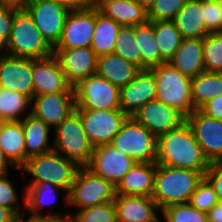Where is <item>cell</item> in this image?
Instances as JSON below:
<instances>
[{"label": "cell", "instance_id": "44", "mask_svg": "<svg viewBox=\"0 0 222 222\" xmlns=\"http://www.w3.org/2000/svg\"><path fill=\"white\" fill-rule=\"evenodd\" d=\"M204 178L211 184L218 200L222 202V160L211 162Z\"/></svg>", "mask_w": 222, "mask_h": 222}, {"label": "cell", "instance_id": "46", "mask_svg": "<svg viewBox=\"0 0 222 222\" xmlns=\"http://www.w3.org/2000/svg\"><path fill=\"white\" fill-rule=\"evenodd\" d=\"M199 110L209 117L222 121V95L214 97Z\"/></svg>", "mask_w": 222, "mask_h": 222}, {"label": "cell", "instance_id": "36", "mask_svg": "<svg viewBox=\"0 0 222 222\" xmlns=\"http://www.w3.org/2000/svg\"><path fill=\"white\" fill-rule=\"evenodd\" d=\"M68 222H117L114 201L78 210L70 214Z\"/></svg>", "mask_w": 222, "mask_h": 222}, {"label": "cell", "instance_id": "6", "mask_svg": "<svg viewBox=\"0 0 222 222\" xmlns=\"http://www.w3.org/2000/svg\"><path fill=\"white\" fill-rule=\"evenodd\" d=\"M53 150L74 161L80 167L89 164L94 150L83 128L80 115L75 111L54 130Z\"/></svg>", "mask_w": 222, "mask_h": 222}, {"label": "cell", "instance_id": "25", "mask_svg": "<svg viewBox=\"0 0 222 222\" xmlns=\"http://www.w3.org/2000/svg\"><path fill=\"white\" fill-rule=\"evenodd\" d=\"M141 69L117 54L110 53L97 57V74L119 89L132 81Z\"/></svg>", "mask_w": 222, "mask_h": 222}, {"label": "cell", "instance_id": "29", "mask_svg": "<svg viewBox=\"0 0 222 222\" xmlns=\"http://www.w3.org/2000/svg\"><path fill=\"white\" fill-rule=\"evenodd\" d=\"M121 25L106 17L96 7V26L91 49L97 57L114 52L116 38Z\"/></svg>", "mask_w": 222, "mask_h": 222}, {"label": "cell", "instance_id": "35", "mask_svg": "<svg viewBox=\"0 0 222 222\" xmlns=\"http://www.w3.org/2000/svg\"><path fill=\"white\" fill-rule=\"evenodd\" d=\"M113 53L133 63L142 70L141 53H138L134 25H124L120 27Z\"/></svg>", "mask_w": 222, "mask_h": 222}, {"label": "cell", "instance_id": "49", "mask_svg": "<svg viewBox=\"0 0 222 222\" xmlns=\"http://www.w3.org/2000/svg\"><path fill=\"white\" fill-rule=\"evenodd\" d=\"M11 167L16 170L19 169L12 164V162L5 156L4 152L0 149V177L9 174L8 170Z\"/></svg>", "mask_w": 222, "mask_h": 222}, {"label": "cell", "instance_id": "20", "mask_svg": "<svg viewBox=\"0 0 222 222\" xmlns=\"http://www.w3.org/2000/svg\"><path fill=\"white\" fill-rule=\"evenodd\" d=\"M156 81L150 69L141 70L127 85L120 88V110L128 117L156 99Z\"/></svg>", "mask_w": 222, "mask_h": 222}, {"label": "cell", "instance_id": "12", "mask_svg": "<svg viewBox=\"0 0 222 222\" xmlns=\"http://www.w3.org/2000/svg\"><path fill=\"white\" fill-rule=\"evenodd\" d=\"M96 26V6L70 11L62 35L53 49L90 47Z\"/></svg>", "mask_w": 222, "mask_h": 222}, {"label": "cell", "instance_id": "1", "mask_svg": "<svg viewBox=\"0 0 222 222\" xmlns=\"http://www.w3.org/2000/svg\"><path fill=\"white\" fill-rule=\"evenodd\" d=\"M156 164L203 174L210 166L187 121L157 138Z\"/></svg>", "mask_w": 222, "mask_h": 222}, {"label": "cell", "instance_id": "47", "mask_svg": "<svg viewBox=\"0 0 222 222\" xmlns=\"http://www.w3.org/2000/svg\"><path fill=\"white\" fill-rule=\"evenodd\" d=\"M53 1L65 6L70 11L82 10L91 5L87 0H53Z\"/></svg>", "mask_w": 222, "mask_h": 222}, {"label": "cell", "instance_id": "50", "mask_svg": "<svg viewBox=\"0 0 222 222\" xmlns=\"http://www.w3.org/2000/svg\"><path fill=\"white\" fill-rule=\"evenodd\" d=\"M17 215L10 209L0 206V222H15Z\"/></svg>", "mask_w": 222, "mask_h": 222}, {"label": "cell", "instance_id": "18", "mask_svg": "<svg viewBox=\"0 0 222 222\" xmlns=\"http://www.w3.org/2000/svg\"><path fill=\"white\" fill-rule=\"evenodd\" d=\"M34 96L47 93H75L53 54L42 59H33Z\"/></svg>", "mask_w": 222, "mask_h": 222}, {"label": "cell", "instance_id": "8", "mask_svg": "<svg viewBox=\"0 0 222 222\" xmlns=\"http://www.w3.org/2000/svg\"><path fill=\"white\" fill-rule=\"evenodd\" d=\"M110 144L135 162H156L157 138L132 117L127 118Z\"/></svg>", "mask_w": 222, "mask_h": 222}, {"label": "cell", "instance_id": "15", "mask_svg": "<svg viewBox=\"0 0 222 222\" xmlns=\"http://www.w3.org/2000/svg\"><path fill=\"white\" fill-rule=\"evenodd\" d=\"M75 109V93H47L31 99V115L42 120L51 129H55L72 115Z\"/></svg>", "mask_w": 222, "mask_h": 222}, {"label": "cell", "instance_id": "53", "mask_svg": "<svg viewBox=\"0 0 222 222\" xmlns=\"http://www.w3.org/2000/svg\"><path fill=\"white\" fill-rule=\"evenodd\" d=\"M90 4H95L98 0H87Z\"/></svg>", "mask_w": 222, "mask_h": 222}, {"label": "cell", "instance_id": "40", "mask_svg": "<svg viewBox=\"0 0 222 222\" xmlns=\"http://www.w3.org/2000/svg\"><path fill=\"white\" fill-rule=\"evenodd\" d=\"M218 201L219 200L213 187L205 178H203V180L198 184L195 192L191 195L189 203L194 208L208 213Z\"/></svg>", "mask_w": 222, "mask_h": 222}, {"label": "cell", "instance_id": "10", "mask_svg": "<svg viewBox=\"0 0 222 222\" xmlns=\"http://www.w3.org/2000/svg\"><path fill=\"white\" fill-rule=\"evenodd\" d=\"M23 8L32 17L45 40L54 47L61 38L70 10L53 0H27Z\"/></svg>", "mask_w": 222, "mask_h": 222}, {"label": "cell", "instance_id": "14", "mask_svg": "<svg viewBox=\"0 0 222 222\" xmlns=\"http://www.w3.org/2000/svg\"><path fill=\"white\" fill-rule=\"evenodd\" d=\"M186 121L209 162L222 160V121L195 109Z\"/></svg>", "mask_w": 222, "mask_h": 222}, {"label": "cell", "instance_id": "4", "mask_svg": "<svg viewBox=\"0 0 222 222\" xmlns=\"http://www.w3.org/2000/svg\"><path fill=\"white\" fill-rule=\"evenodd\" d=\"M2 51L9 56L31 59H42L54 54L53 47L23 7L15 12L11 33Z\"/></svg>", "mask_w": 222, "mask_h": 222}, {"label": "cell", "instance_id": "37", "mask_svg": "<svg viewBox=\"0 0 222 222\" xmlns=\"http://www.w3.org/2000/svg\"><path fill=\"white\" fill-rule=\"evenodd\" d=\"M203 59L206 71L222 73V32L203 38Z\"/></svg>", "mask_w": 222, "mask_h": 222}, {"label": "cell", "instance_id": "33", "mask_svg": "<svg viewBox=\"0 0 222 222\" xmlns=\"http://www.w3.org/2000/svg\"><path fill=\"white\" fill-rule=\"evenodd\" d=\"M31 99L19 92L0 88V122L21 121L31 110ZM22 114V115H21Z\"/></svg>", "mask_w": 222, "mask_h": 222}, {"label": "cell", "instance_id": "26", "mask_svg": "<svg viewBox=\"0 0 222 222\" xmlns=\"http://www.w3.org/2000/svg\"><path fill=\"white\" fill-rule=\"evenodd\" d=\"M25 134L21 121L0 122V149L16 168L26 163Z\"/></svg>", "mask_w": 222, "mask_h": 222}, {"label": "cell", "instance_id": "3", "mask_svg": "<svg viewBox=\"0 0 222 222\" xmlns=\"http://www.w3.org/2000/svg\"><path fill=\"white\" fill-rule=\"evenodd\" d=\"M79 169L80 166L77 163L65 158L55 150H51L47 153L29 157L20 171L32 176L30 182L26 185L49 182L66 190L63 198L67 206L68 193Z\"/></svg>", "mask_w": 222, "mask_h": 222}, {"label": "cell", "instance_id": "54", "mask_svg": "<svg viewBox=\"0 0 222 222\" xmlns=\"http://www.w3.org/2000/svg\"><path fill=\"white\" fill-rule=\"evenodd\" d=\"M218 5L220 6V8L222 9V0H217Z\"/></svg>", "mask_w": 222, "mask_h": 222}, {"label": "cell", "instance_id": "42", "mask_svg": "<svg viewBox=\"0 0 222 222\" xmlns=\"http://www.w3.org/2000/svg\"><path fill=\"white\" fill-rule=\"evenodd\" d=\"M204 23L209 33L222 32V9L217 0H203Z\"/></svg>", "mask_w": 222, "mask_h": 222}, {"label": "cell", "instance_id": "19", "mask_svg": "<svg viewBox=\"0 0 222 222\" xmlns=\"http://www.w3.org/2000/svg\"><path fill=\"white\" fill-rule=\"evenodd\" d=\"M53 52L72 87L97 72V56L91 47L53 49Z\"/></svg>", "mask_w": 222, "mask_h": 222}, {"label": "cell", "instance_id": "23", "mask_svg": "<svg viewBox=\"0 0 222 222\" xmlns=\"http://www.w3.org/2000/svg\"><path fill=\"white\" fill-rule=\"evenodd\" d=\"M168 63L190 79L206 71L203 59V39H183Z\"/></svg>", "mask_w": 222, "mask_h": 222}, {"label": "cell", "instance_id": "39", "mask_svg": "<svg viewBox=\"0 0 222 222\" xmlns=\"http://www.w3.org/2000/svg\"><path fill=\"white\" fill-rule=\"evenodd\" d=\"M188 0H155L147 11L148 21H173Z\"/></svg>", "mask_w": 222, "mask_h": 222}, {"label": "cell", "instance_id": "11", "mask_svg": "<svg viewBox=\"0 0 222 222\" xmlns=\"http://www.w3.org/2000/svg\"><path fill=\"white\" fill-rule=\"evenodd\" d=\"M75 111L80 115L86 135L94 147L101 144H110L128 118L121 110Z\"/></svg>", "mask_w": 222, "mask_h": 222}, {"label": "cell", "instance_id": "51", "mask_svg": "<svg viewBox=\"0 0 222 222\" xmlns=\"http://www.w3.org/2000/svg\"><path fill=\"white\" fill-rule=\"evenodd\" d=\"M27 0H0V3L3 4H11V5H15L18 7H23V5L25 4Z\"/></svg>", "mask_w": 222, "mask_h": 222}, {"label": "cell", "instance_id": "5", "mask_svg": "<svg viewBox=\"0 0 222 222\" xmlns=\"http://www.w3.org/2000/svg\"><path fill=\"white\" fill-rule=\"evenodd\" d=\"M156 81V100L175 108L185 117L194 111L191 79L184 76L170 63L150 68Z\"/></svg>", "mask_w": 222, "mask_h": 222}, {"label": "cell", "instance_id": "24", "mask_svg": "<svg viewBox=\"0 0 222 222\" xmlns=\"http://www.w3.org/2000/svg\"><path fill=\"white\" fill-rule=\"evenodd\" d=\"M106 17L121 26L140 25L148 21L147 10L135 0H98L94 4Z\"/></svg>", "mask_w": 222, "mask_h": 222}, {"label": "cell", "instance_id": "31", "mask_svg": "<svg viewBox=\"0 0 222 222\" xmlns=\"http://www.w3.org/2000/svg\"><path fill=\"white\" fill-rule=\"evenodd\" d=\"M192 103L200 109L214 97L222 95V73L204 71L191 79Z\"/></svg>", "mask_w": 222, "mask_h": 222}, {"label": "cell", "instance_id": "45", "mask_svg": "<svg viewBox=\"0 0 222 222\" xmlns=\"http://www.w3.org/2000/svg\"><path fill=\"white\" fill-rule=\"evenodd\" d=\"M24 216L25 215L21 213L19 216H17L15 222H68L70 213L65 214V217L62 215V213H51V211L44 215H33L29 213V216L26 219Z\"/></svg>", "mask_w": 222, "mask_h": 222}, {"label": "cell", "instance_id": "17", "mask_svg": "<svg viewBox=\"0 0 222 222\" xmlns=\"http://www.w3.org/2000/svg\"><path fill=\"white\" fill-rule=\"evenodd\" d=\"M131 117L156 138L186 121V117L178 110L156 99L141 107Z\"/></svg>", "mask_w": 222, "mask_h": 222}, {"label": "cell", "instance_id": "38", "mask_svg": "<svg viewBox=\"0 0 222 222\" xmlns=\"http://www.w3.org/2000/svg\"><path fill=\"white\" fill-rule=\"evenodd\" d=\"M160 212L166 222H208V214L194 208L190 203L173 204Z\"/></svg>", "mask_w": 222, "mask_h": 222}, {"label": "cell", "instance_id": "21", "mask_svg": "<svg viewBox=\"0 0 222 222\" xmlns=\"http://www.w3.org/2000/svg\"><path fill=\"white\" fill-rule=\"evenodd\" d=\"M114 204L117 222H161L152 196L116 195Z\"/></svg>", "mask_w": 222, "mask_h": 222}, {"label": "cell", "instance_id": "43", "mask_svg": "<svg viewBox=\"0 0 222 222\" xmlns=\"http://www.w3.org/2000/svg\"><path fill=\"white\" fill-rule=\"evenodd\" d=\"M20 7L0 3V52L4 49L10 36L15 12Z\"/></svg>", "mask_w": 222, "mask_h": 222}, {"label": "cell", "instance_id": "41", "mask_svg": "<svg viewBox=\"0 0 222 222\" xmlns=\"http://www.w3.org/2000/svg\"><path fill=\"white\" fill-rule=\"evenodd\" d=\"M8 175L9 174L0 177V206L12 210L19 216L24 212L19 211V197Z\"/></svg>", "mask_w": 222, "mask_h": 222}, {"label": "cell", "instance_id": "13", "mask_svg": "<svg viewBox=\"0 0 222 222\" xmlns=\"http://www.w3.org/2000/svg\"><path fill=\"white\" fill-rule=\"evenodd\" d=\"M135 163L127 154L111 144H101L94 147L91 160L86 167L116 186Z\"/></svg>", "mask_w": 222, "mask_h": 222}, {"label": "cell", "instance_id": "48", "mask_svg": "<svg viewBox=\"0 0 222 222\" xmlns=\"http://www.w3.org/2000/svg\"><path fill=\"white\" fill-rule=\"evenodd\" d=\"M207 214L208 222H222V202L218 201Z\"/></svg>", "mask_w": 222, "mask_h": 222}, {"label": "cell", "instance_id": "16", "mask_svg": "<svg viewBox=\"0 0 222 222\" xmlns=\"http://www.w3.org/2000/svg\"><path fill=\"white\" fill-rule=\"evenodd\" d=\"M0 88L34 97L33 59L0 52Z\"/></svg>", "mask_w": 222, "mask_h": 222}, {"label": "cell", "instance_id": "7", "mask_svg": "<svg viewBox=\"0 0 222 222\" xmlns=\"http://www.w3.org/2000/svg\"><path fill=\"white\" fill-rule=\"evenodd\" d=\"M115 186L90 169L80 167L68 193V206L82 210L94 205L114 201Z\"/></svg>", "mask_w": 222, "mask_h": 222}, {"label": "cell", "instance_id": "9", "mask_svg": "<svg viewBox=\"0 0 222 222\" xmlns=\"http://www.w3.org/2000/svg\"><path fill=\"white\" fill-rule=\"evenodd\" d=\"M75 110H120V89L97 73L74 86Z\"/></svg>", "mask_w": 222, "mask_h": 222}, {"label": "cell", "instance_id": "22", "mask_svg": "<svg viewBox=\"0 0 222 222\" xmlns=\"http://www.w3.org/2000/svg\"><path fill=\"white\" fill-rule=\"evenodd\" d=\"M156 162H136L115 186L116 195L152 196Z\"/></svg>", "mask_w": 222, "mask_h": 222}, {"label": "cell", "instance_id": "28", "mask_svg": "<svg viewBox=\"0 0 222 222\" xmlns=\"http://www.w3.org/2000/svg\"><path fill=\"white\" fill-rule=\"evenodd\" d=\"M21 120L25 134L26 161L29 157L47 153L53 150V144L49 143V133L52 129L42 120L31 115V111Z\"/></svg>", "mask_w": 222, "mask_h": 222}, {"label": "cell", "instance_id": "52", "mask_svg": "<svg viewBox=\"0 0 222 222\" xmlns=\"http://www.w3.org/2000/svg\"><path fill=\"white\" fill-rule=\"evenodd\" d=\"M135 1L147 11L155 2V0H135Z\"/></svg>", "mask_w": 222, "mask_h": 222}, {"label": "cell", "instance_id": "2", "mask_svg": "<svg viewBox=\"0 0 222 222\" xmlns=\"http://www.w3.org/2000/svg\"><path fill=\"white\" fill-rule=\"evenodd\" d=\"M203 178L200 171L156 164L152 198L160 211L173 204L189 203Z\"/></svg>", "mask_w": 222, "mask_h": 222}, {"label": "cell", "instance_id": "30", "mask_svg": "<svg viewBox=\"0 0 222 222\" xmlns=\"http://www.w3.org/2000/svg\"><path fill=\"white\" fill-rule=\"evenodd\" d=\"M135 40L138 45V53H141L142 70L150 69L166 62L160 56V50L155 38L153 21L135 25Z\"/></svg>", "mask_w": 222, "mask_h": 222}, {"label": "cell", "instance_id": "34", "mask_svg": "<svg viewBox=\"0 0 222 222\" xmlns=\"http://www.w3.org/2000/svg\"><path fill=\"white\" fill-rule=\"evenodd\" d=\"M153 27L160 56L169 62L183 37L173 21H153Z\"/></svg>", "mask_w": 222, "mask_h": 222}, {"label": "cell", "instance_id": "27", "mask_svg": "<svg viewBox=\"0 0 222 222\" xmlns=\"http://www.w3.org/2000/svg\"><path fill=\"white\" fill-rule=\"evenodd\" d=\"M203 0H188L177 13L173 22L180 31L183 39H203L209 32L204 20Z\"/></svg>", "mask_w": 222, "mask_h": 222}, {"label": "cell", "instance_id": "32", "mask_svg": "<svg viewBox=\"0 0 222 222\" xmlns=\"http://www.w3.org/2000/svg\"><path fill=\"white\" fill-rule=\"evenodd\" d=\"M66 190L53 185L49 182L39 183L38 185H25L24 187V196L23 197V208L28 210L30 214L33 215H44L43 212H40L47 205H51L56 201L57 193L56 191Z\"/></svg>", "mask_w": 222, "mask_h": 222}]
</instances>
